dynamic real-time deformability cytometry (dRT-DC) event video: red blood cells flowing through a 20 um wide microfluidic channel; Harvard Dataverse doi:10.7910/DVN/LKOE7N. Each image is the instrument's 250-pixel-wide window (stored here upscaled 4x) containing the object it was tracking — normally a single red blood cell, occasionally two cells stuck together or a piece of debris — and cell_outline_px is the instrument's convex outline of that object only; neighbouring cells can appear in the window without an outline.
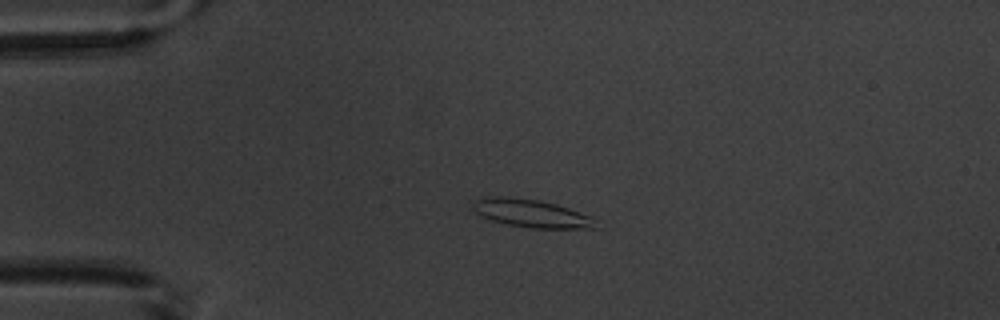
{"species": "common noctule bat (a hibernating species)", "species_latin": "Nyctalus noctula", "temperature_condition": "warm", "stored_images_in_passage": 4, "camera_frame_rate_fps": 3000, "um_per_image_px": 0.085, "animal": {"sex": "male", "body_mass_g": 20.1, "forearm_length_mm": 53.5}, "frame": {"image": 1, "passage_image": 3, "time_ms": 3.667, "image_size_px": [1000, 320], "cell_outline_px": [[600, 228], [532, 228], [508, 224], [492, 220], [480, 216], [472, 208], [472, 204], [476, 200], [484, 196], [504, 196], [540, 200], [556, 204], [592, 216]], "centroid_in_image_um": [45.16, 18.13], "position_along_channel_um": 39.8, "area_um2": 20.11}}